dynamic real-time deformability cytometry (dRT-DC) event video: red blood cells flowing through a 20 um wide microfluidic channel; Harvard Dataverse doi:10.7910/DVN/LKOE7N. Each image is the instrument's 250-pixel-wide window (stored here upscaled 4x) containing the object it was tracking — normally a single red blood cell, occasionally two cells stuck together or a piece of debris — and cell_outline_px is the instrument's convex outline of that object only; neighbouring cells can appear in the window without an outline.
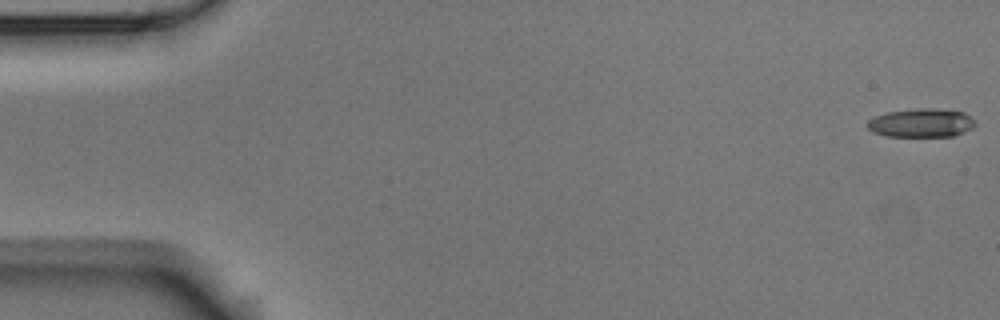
{"species": "Egyptian fruit bat (a non-hibernating species)", "species_latin": "Rousettus aegyptiacus", "temperature_condition": "room temperature", "stored_images_in_passage": 57, "camera_frame_rate_fps": 3000, "um_per_image_px": 0.085, "animal": {"sex": "male"}, "frame": {"image": 1, "passage_image": 1, "time_ms": 0.0, "image_size_px": [1000, 320], "cell_outline_px": [[976, 124], [972, 128], [964, 132], [952, 136], [888, 136], [872, 132], [868, 128], [868, 120], [876, 116], [888, 112], [920, 108], [932, 108], [964, 112], [976, 120]], "centroid_in_image_um": [78.34, 10.45], "position_along_channel_um": 6.7, "area_um2": 17.92}}
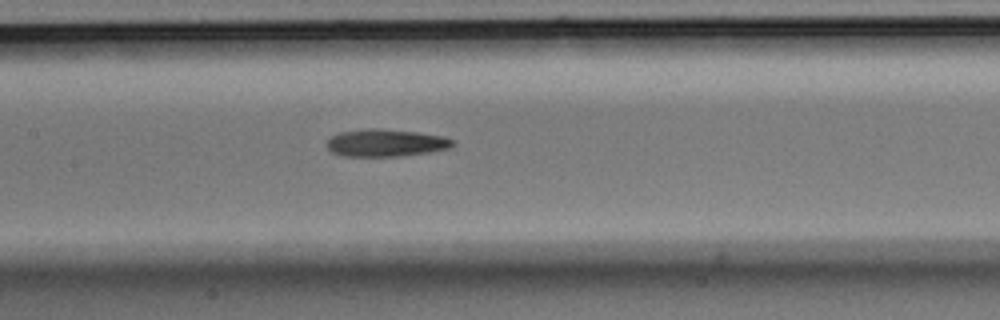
{"frame": {"image": 2, "passage_image": 27, "time_ms": 8.667, "image_size_px": [1000, 320], "cell_outline_px": [[456, 144], [452, 148], [428, 152], [400, 156], [344, 156], [332, 152], [328, 148], [328, 140], [332, 136], [340, 132], [368, 128], [380, 128], [416, 132], [444, 136], [456, 140]], "centroid_in_image_um": [32.86, 12.14], "position_along_channel_um": 174.5, "area_um2": 20.17}}
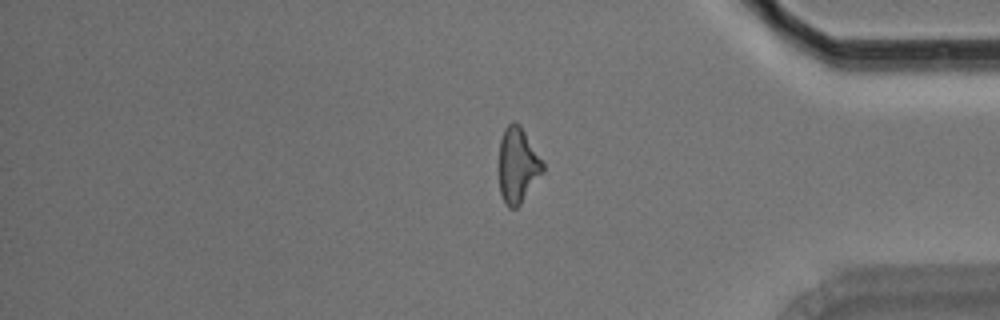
{"frame": {"image": 3, "passage_image": 47, "time_ms": 15.333, "image_size_px": [1000, 320], "cell_outline_px": [[544, 172], [520, 204], [516, 208], [508, 208], [504, 204], [500, 192], [496, 168], [500, 140], [504, 128], [512, 120], [516, 120], [520, 124], [544, 164]], "centroid_in_image_um": [43.95, 14.04], "position_along_channel_um": 391.3, "area_um2": 20.0}, "authors_computed_cell_mechanics": {"area_um2": 19.363, "velocity_mm_per_s": 3.5842, "shape_relaxation_time_tau1_ms": 8.4135, "shape_relaxation_time_tau2_ms": 5.7831, "deformation_change_tau1": 0.2306, "deformation_change_tau2": 0.174}}